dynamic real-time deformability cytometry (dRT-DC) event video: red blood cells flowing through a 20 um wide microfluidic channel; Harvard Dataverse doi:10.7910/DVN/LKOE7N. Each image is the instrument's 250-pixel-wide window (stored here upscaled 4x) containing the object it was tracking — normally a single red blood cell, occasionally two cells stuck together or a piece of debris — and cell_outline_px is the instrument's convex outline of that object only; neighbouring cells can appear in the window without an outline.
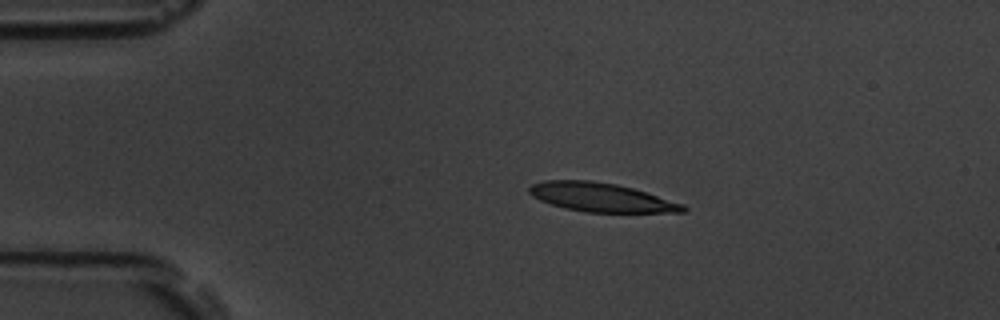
{"species": "common noctule bat (a hibernating species)", "species_latin": "Nyctalus noctula", "temperature_condition": "room temperature", "stored_images_in_passage": 46, "camera_frame_rate_fps": 3000, "um_per_image_px": 0.085, "animal": {"sex": "male", "body_mass_g": 19.5, "forearm_length_mm": 54.6}, "frame": {"image": 1, "passage_image": 1, "time_ms": 0.0, "image_size_px": [1000, 320], "cell_outline_px": [[688, 208], [684, 212], [584, 212], [564, 208], [540, 200], [532, 196], [528, 192], [528, 188], [532, 184], [544, 180], [592, 180], [616, 184], [632, 188], [684, 204]], "centroid_in_image_um": [51.07, 16.77], "position_along_channel_um": 33.9, "area_um2": 25.78}}
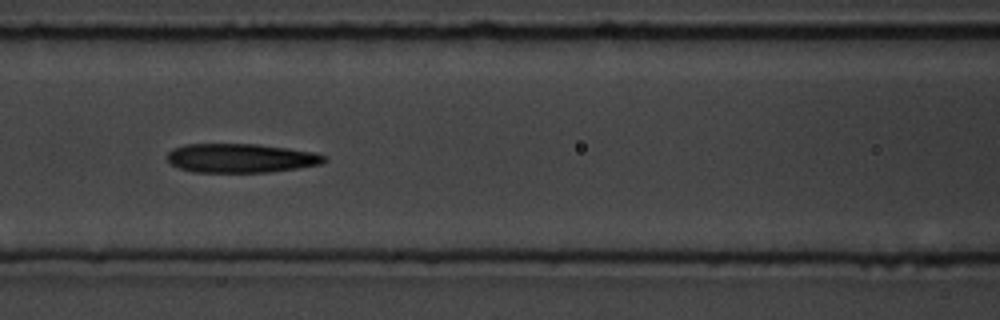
{"frame": {"image": 2, "passage_image": 14, "time_ms": 4.333, "image_size_px": [1000, 320], "cell_outline_px": [[328, 160], [320, 164], [296, 168], [268, 172], [192, 172], [180, 168], [172, 164], [168, 160], [168, 152], [172, 148], [184, 144], [256, 144], [288, 148], [316, 152], [328, 156]], "centroid_in_image_um": [20.49, 13.43], "position_along_channel_um": 146.1, "area_um2": 26.65}}
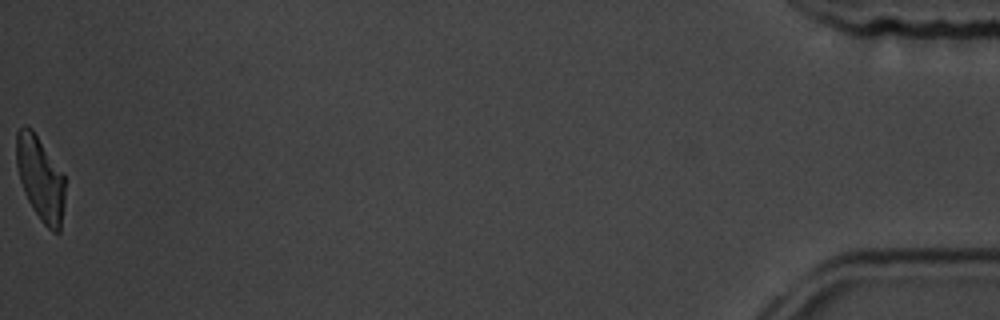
{"frame": {"image": 3, "passage_image": 46, "time_ms": 15.0, "image_size_px": [1000, 320], "cell_outline_px": [[64, 204], [60, 232], [52, 232], [40, 220], [32, 208], [24, 192], [20, 180], [16, 164], [16, 132], [24, 124], [32, 128], [64, 172]], "centroid_in_image_um": [3.43, 15.14], "position_along_channel_um": 431.8, "area_um2": 24.22}, "authors_computed_cell_mechanics": {"area_um2": 26.7036, "velocity_mm_per_s": 3.6296, "shape_relaxation_time_tau1_ms": 5.3511, "shape_relaxation_time_tau2_ms": 7.2796, "deformation_change_tau1": 0.2117, "deformation_change_tau2": 0.2076}}